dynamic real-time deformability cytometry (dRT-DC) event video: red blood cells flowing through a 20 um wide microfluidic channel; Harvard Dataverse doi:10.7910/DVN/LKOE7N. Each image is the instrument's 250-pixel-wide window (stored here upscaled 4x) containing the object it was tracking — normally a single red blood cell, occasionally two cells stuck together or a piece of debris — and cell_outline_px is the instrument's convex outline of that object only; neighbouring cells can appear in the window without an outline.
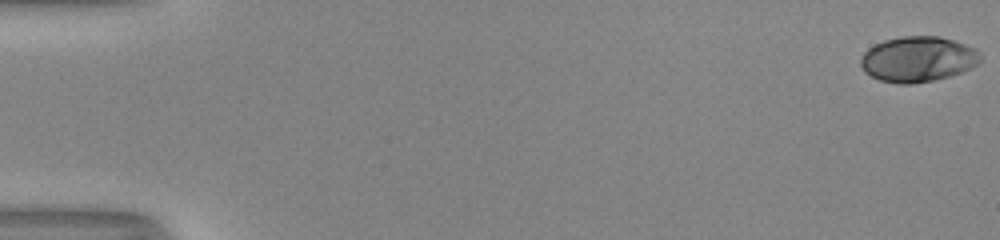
{"species": "human", "species_latin": "Homo sapiens", "temperature_condition": "room temperature", "stored_images_in_passage": 54, "segment_of_instrument_passage": [1, 2], "camera_frame_rate_fps": 3000, "um_per_image_px": 0.085, "donor": {"sex": "male"}, "frame": {"image": 1, "passage_image": 1, "time_ms": 0.0, "image_size_px": [1000, 240], "cell_outline_px": [[980, 60], [976, 64], [960, 72], [948, 76], [932, 80], [912, 84], [900, 84], [880, 80], [864, 72], [860, 64], [860, 60], [864, 52], [868, 48], [884, 40], [900, 36], [940, 36], [976, 48], [980, 56]], "centroid_in_image_um": [77.98, 5.02], "position_along_channel_um": 7.0, "area_um2": 31.44}}
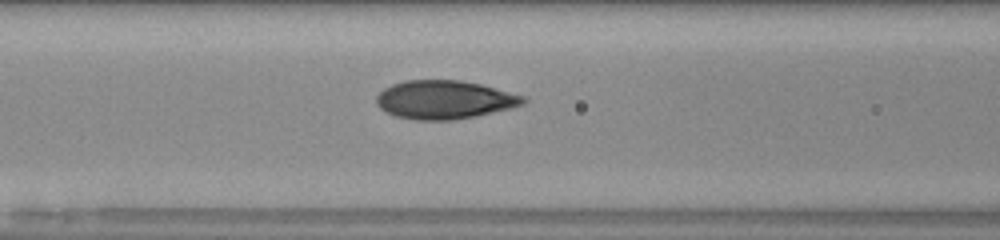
{"frame": {"image": 2, "passage_image": 24, "time_ms": 7.667, "image_size_px": [1000, 240], "cell_outline_px": [[528, 100], [524, 104], [512, 108], [476, 116], [452, 120], [416, 120], [396, 116], [380, 108], [376, 104], [376, 96], [384, 88], [392, 84], [404, 80], [460, 80], [480, 84], [524, 96]], "centroid_in_image_um": [37.78, 8.47], "position_along_channel_um": 128.8, "area_um2": 32.95}}
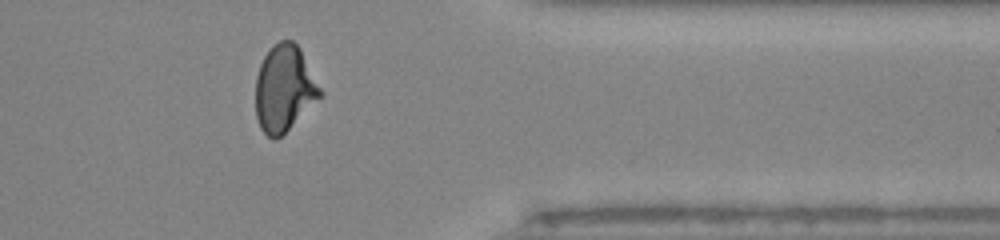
{"frame": {"image": 3, "passage_image": 44, "time_ms": 14.333, "image_size_px": [1000, 240], "cell_outline_px": [[324, 92], [276, 140], [272, 140], [260, 128], [256, 116], [256, 76], [260, 64], [264, 56], [272, 44], [280, 40], [292, 40], [300, 48]], "centroid_in_image_um": [24.14, 7.48], "position_along_channel_um": 387.3, "area_um2": 32.19}}